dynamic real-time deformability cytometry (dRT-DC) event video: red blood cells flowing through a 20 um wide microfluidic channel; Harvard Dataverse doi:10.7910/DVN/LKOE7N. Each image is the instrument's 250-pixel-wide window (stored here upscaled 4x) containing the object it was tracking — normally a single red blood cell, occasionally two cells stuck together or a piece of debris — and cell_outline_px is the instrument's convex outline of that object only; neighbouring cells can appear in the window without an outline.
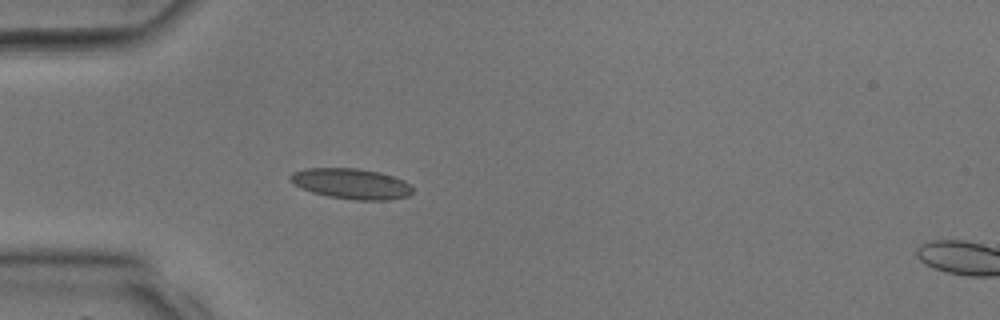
{"species": "common noctule bat (a hibernating species)", "species_latin": "Nyctalus noctula", "temperature_condition": "room temperature", "stored_images_in_passage": 28, "camera_frame_rate_fps": 3000, "um_per_image_px": 0.085, "animal": {"sex": "male", "body_mass_g": 17.9, "forearm_length_mm": 54.2}, "frame": {"image": 1, "passage_image": 1, "time_ms": 0.0, "image_size_px": [1000, 320], "cell_outline_px": [[412, 192], [408, 196], [388, 200], [356, 200], [328, 196], [312, 192], [288, 180], [288, 176], [292, 172], [304, 168], [356, 168], [380, 172], [404, 180], [412, 188]], "centroid_in_image_um": [29.84, 15.61], "position_along_channel_um": 55.2, "area_um2": 21.68}}
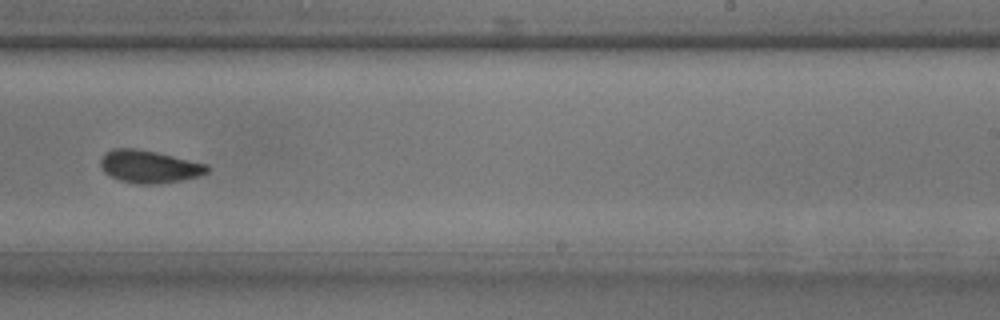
{"frame": {"image": 2, "passage_image": 14, "time_ms": 4.333, "image_size_px": [1000, 320], "cell_outline_px": [[208, 172], [200, 176], [180, 180], [152, 184], [136, 184], [120, 180], [104, 172], [100, 164], [100, 160], [104, 152], [112, 148], [136, 148], [156, 152], [208, 164]], "centroid_in_image_um": [12.66, 14.14], "position_along_channel_um": 276.3, "area_um2": 20.23}}
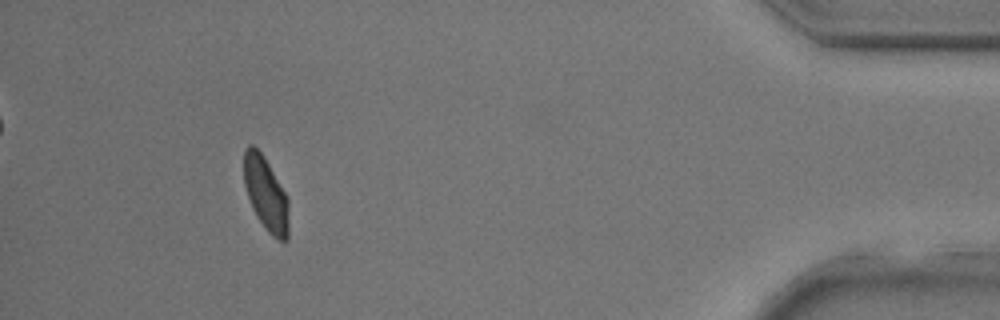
{"frame": {"image": 3, "passage_image": 25, "time_ms": 8.0, "image_size_px": [1000, 320], "cell_outline_px": [[288, 240], [280, 240], [272, 236], [264, 228], [256, 216], [252, 208], [244, 184], [244, 148], [248, 144], [252, 144], [264, 156], [288, 196]], "centroid_in_image_um": [22.59, 16.47], "position_along_channel_um": 412.6, "area_um2": 19.42}}